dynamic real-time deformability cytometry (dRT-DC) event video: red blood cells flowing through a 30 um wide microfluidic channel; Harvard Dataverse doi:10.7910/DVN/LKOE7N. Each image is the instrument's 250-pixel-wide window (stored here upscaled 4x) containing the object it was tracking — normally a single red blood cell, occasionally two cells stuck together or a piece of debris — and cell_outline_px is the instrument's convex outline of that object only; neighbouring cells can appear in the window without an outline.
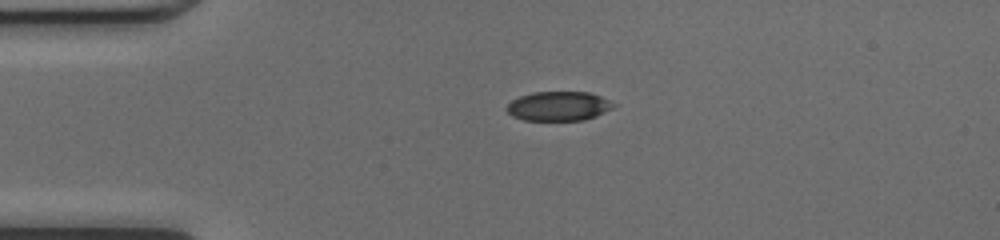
{"species": "common noctule bat (a hibernating species)", "species_latin": "Nyctalus noctula", "temperature_condition": "cold", "stored_images_in_passage": 38, "camera_frame_rate_fps": 3000, "um_per_image_px": 0.085, "animal": {"sex": "female", "body_mass_g": 17.0, "forearm_length_mm": 48.0}, "frame": {"image": 1, "passage_image": 1, "time_ms": 0.0, "image_size_px": [1000, 240], "cell_outline_px": [[620, 104], [596, 116], [584, 120], [524, 120], [512, 116], [504, 108], [512, 100], [520, 96], [532, 92], [588, 92], [600, 96]], "centroid_in_image_um": [47.5, 9.02], "position_along_channel_um": 37.5, "area_um2": 18.38}}
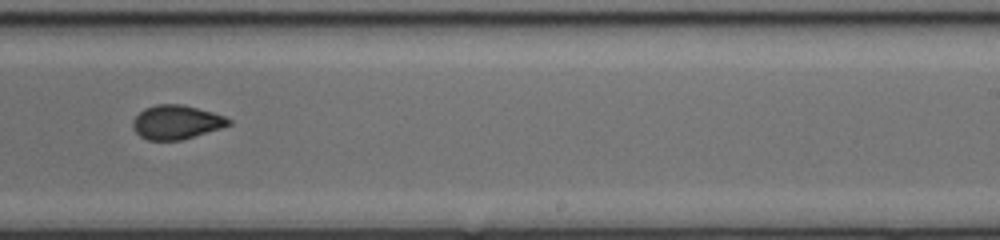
{"frame": {"image": 2, "passage_image": 20, "time_ms": 6.333, "image_size_px": [1000, 240], "cell_outline_px": [[232, 124], [220, 128], [180, 140], [148, 140], [140, 136], [132, 128], [132, 120], [144, 108], [156, 104], [184, 104], [212, 112], [224, 116], [232, 120]], "centroid_in_image_um": [14.97, 10.37], "position_along_channel_um": 274.0, "area_um2": 18.96}}
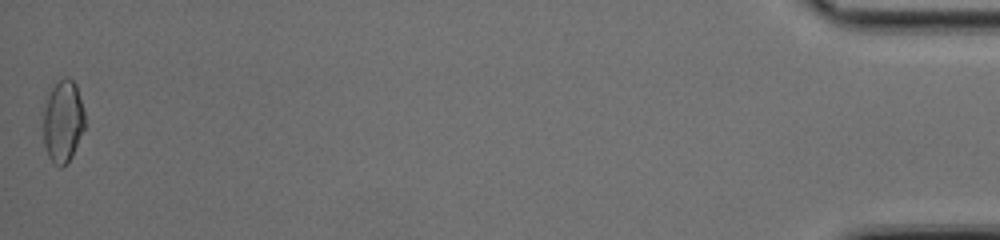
{"frame": {"image": 3, "passage_image": 38, "time_ms": 12.333, "image_size_px": [1000, 240], "cell_outline_px": [[84, 128], [72, 156], [60, 168], [48, 156], [44, 148], [40, 112], [48, 92], [64, 76], [68, 76], [76, 84], [84, 112]], "centroid_in_image_um": [5.28, 10.28], "position_along_channel_um": 429.9, "area_um2": 20.46}, "authors_computed_cell_mechanics": {"area_um2": 19.3919, "velocity_mm_per_s": 4.2829, "shape_relaxation_time_tau1_ms": null, "shape_relaxation_time_tau2_ms": 1.4081, "deformation_change_tau1": null, "deformation_change_tau2": 0.0663}}